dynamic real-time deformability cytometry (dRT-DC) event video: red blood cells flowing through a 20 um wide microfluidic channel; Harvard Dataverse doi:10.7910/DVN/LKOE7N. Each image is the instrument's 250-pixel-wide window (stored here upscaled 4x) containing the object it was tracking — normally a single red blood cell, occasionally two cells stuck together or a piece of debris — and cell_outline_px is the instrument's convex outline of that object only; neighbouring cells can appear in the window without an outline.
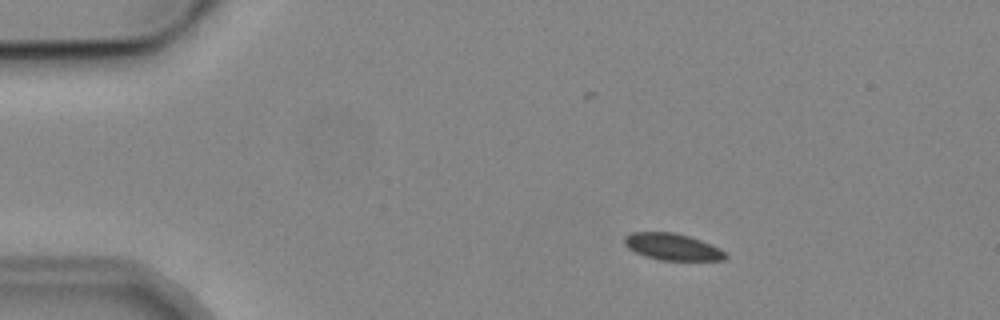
{"species": "common noctule bat (a hibernating species)", "species_latin": "Nyctalus noctula", "temperature_condition": "cold", "stored_images_in_passage": 4, "camera_frame_rate_fps": 3000, "um_per_image_px": 0.085, "animal": {"sex": "male", "body_mass_g": 19.2, "forearm_length_mm": 51.8}, "frame": {"image": 1, "passage_image": 2, "time_ms": 1.0, "image_size_px": [1000, 320], "cell_outline_px": [[728, 256], [724, 260], [660, 260], [644, 256], [628, 248], [624, 244], [624, 236], [632, 232], [672, 232], [688, 236], [700, 240], [720, 248]], "centroid_in_image_um": [57.13, 20.98], "position_along_channel_um": 27.9, "area_um2": 15.66}}